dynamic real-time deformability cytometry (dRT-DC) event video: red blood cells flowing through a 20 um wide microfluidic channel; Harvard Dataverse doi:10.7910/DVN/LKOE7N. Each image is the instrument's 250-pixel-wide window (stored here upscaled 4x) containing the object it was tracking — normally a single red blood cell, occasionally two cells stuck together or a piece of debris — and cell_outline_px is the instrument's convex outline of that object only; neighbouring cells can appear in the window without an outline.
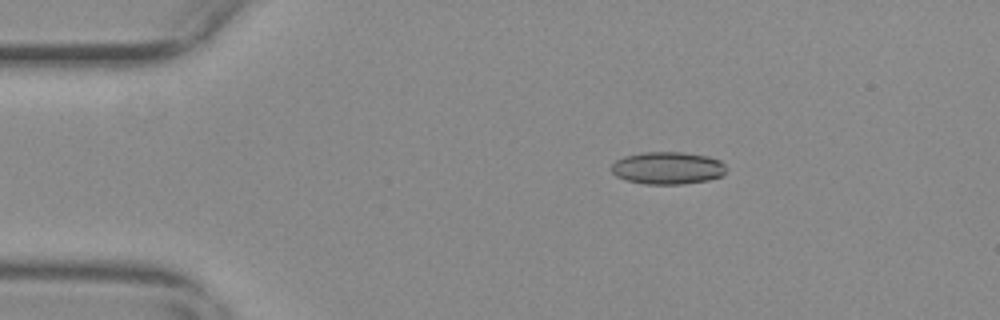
{"species": "common noctule bat (a hibernating species)", "species_latin": "Nyctalus noctula", "temperature_condition": "warm", "stored_images_in_passage": 57, "camera_frame_rate_fps": 3000, "um_per_image_px": 0.085, "animal": {"sex": "female", "body_mass_g": 29.2, "forearm_length_mm": 56.3}, "frame": {"image": 1, "passage_image": 11, "time_ms": 3.333, "image_size_px": [1000, 320], "cell_outline_px": [[728, 168], [720, 176], [708, 180], [680, 184], [644, 184], [628, 180], [616, 176], [612, 172], [612, 164], [616, 160], [624, 156], [644, 152], [684, 152], [708, 156], [720, 160]], "centroid_in_image_um": [56.76, 14.27], "position_along_channel_um": 28.2, "area_um2": 21.68}}
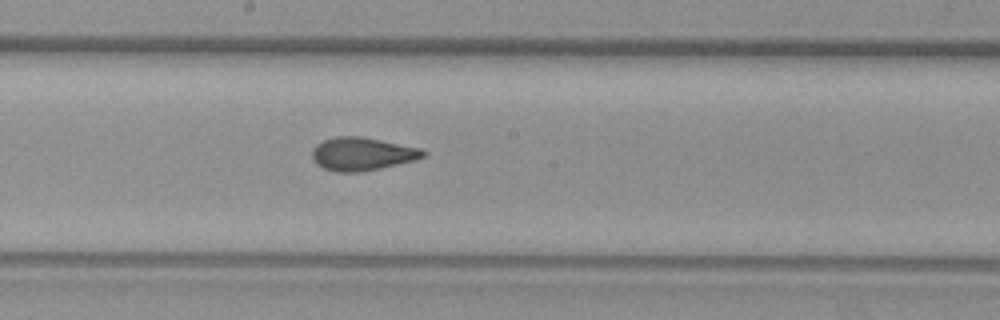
{"frame": {"image": 2, "passage_image": 31, "time_ms": 10.0, "image_size_px": [1000, 320], "cell_outline_px": [[424, 156], [416, 160], [380, 168], [360, 172], [336, 172], [324, 168], [316, 164], [312, 160], [312, 148], [316, 144], [324, 140], [336, 136], [360, 136], [420, 148], [424, 152]], "centroid_in_image_um": [30.73, 13.08], "position_along_channel_um": 217.5, "area_um2": 21.33}}
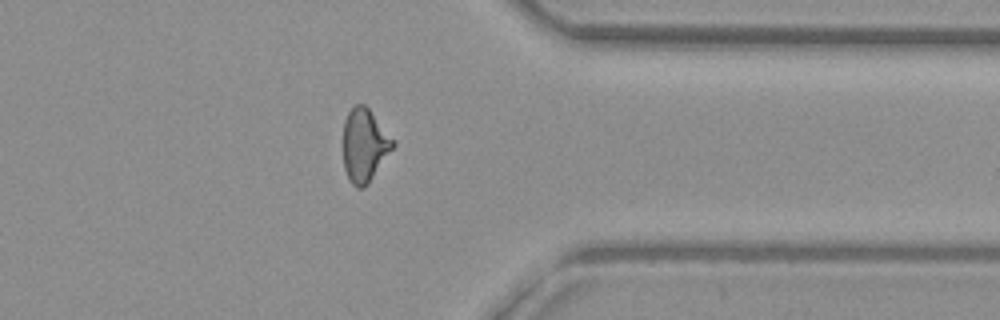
{"frame": {"image": 3, "passage_image": 45, "time_ms": 14.667, "image_size_px": [1000, 320], "cell_outline_px": [[396, 144], [368, 184], [364, 188], [356, 188], [352, 184], [344, 168], [344, 120], [348, 112], [356, 104], [364, 104], [368, 108], [396, 140]], "centroid_in_image_um": [31.01, 12.34], "position_along_channel_um": 380.4, "area_um2": 21.21}, "authors_computed_cell_mechanics": {"area_um2": 21.2126, "velocity_mm_per_s": 3.723, "shape_relaxation_time_tau1_ms": 9.4526, "shape_relaxation_time_tau2_ms": 1.4762, "deformation_change_tau1": 0.2178, "deformation_change_tau2": 0.0723}}